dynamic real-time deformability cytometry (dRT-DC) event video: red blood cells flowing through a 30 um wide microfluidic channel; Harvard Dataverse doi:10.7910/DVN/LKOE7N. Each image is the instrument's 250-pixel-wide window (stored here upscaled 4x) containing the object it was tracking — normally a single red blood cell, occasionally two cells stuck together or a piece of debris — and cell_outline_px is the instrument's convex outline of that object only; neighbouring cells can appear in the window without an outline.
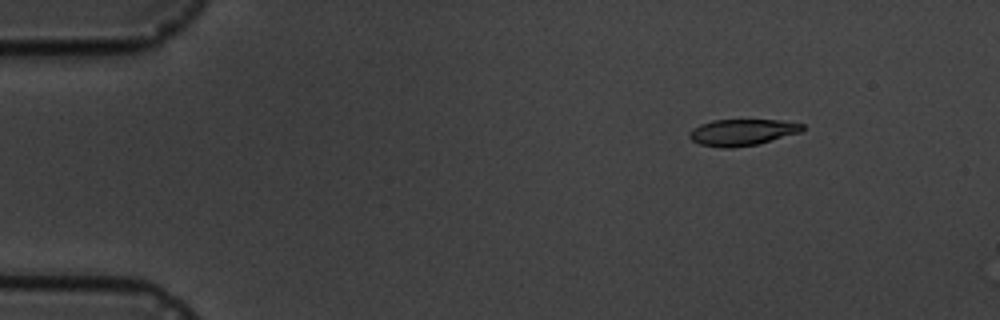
{"species": "common noctule bat (a hibernating species)", "species_latin": "Nyctalus noctula", "temperature_condition": "cold", "stored_images_in_passage": 4, "camera_frame_rate_fps": 3000, "um_per_image_px": 0.085, "animal": {"sex": "male", "body_mass_g": 19.5, "forearm_length_mm": 54.6}, "frame": {"image": 1, "passage_image": 4, "time_ms": 4.333, "image_size_px": [1000, 320], "cell_outline_px": [[804, 128], [800, 132], [756, 144], [732, 148], [720, 148], [700, 144], [692, 140], [688, 136], [688, 132], [692, 128], [700, 124], [712, 120], [780, 120], [804, 124]], "centroid_in_image_um": [63.03, 11.24], "position_along_channel_um": 22.0, "area_um2": 17.34}}